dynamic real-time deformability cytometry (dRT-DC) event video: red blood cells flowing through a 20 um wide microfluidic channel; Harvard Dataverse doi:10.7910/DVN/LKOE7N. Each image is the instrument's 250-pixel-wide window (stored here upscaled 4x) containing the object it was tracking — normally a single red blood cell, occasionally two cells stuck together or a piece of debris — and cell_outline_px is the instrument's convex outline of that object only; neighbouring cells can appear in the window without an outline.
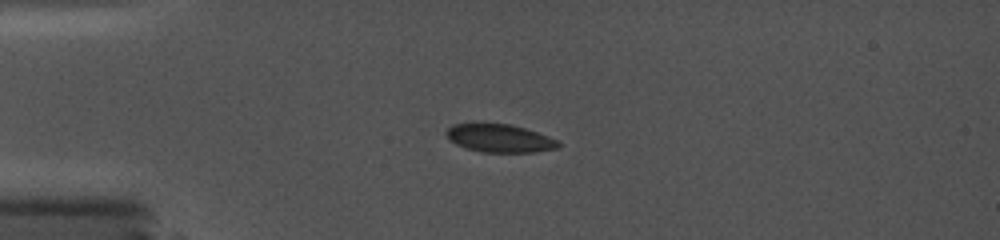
{"species": "common noctule bat (a hibernating species)", "species_latin": "Nyctalus noctula", "temperature_condition": "cold", "stored_images_in_passage": 7, "camera_frame_rate_fps": 5000, "um_per_image_px": 0.085, "animal": {"sex": "female", "body_mass_g": 19.0, "forearm_length_mm": 56.7}, "frame": {"image": 1, "passage_image": 2, "time_ms": 1.2, "image_size_px": [1000, 240], "cell_outline_px": [[560, 148], [536, 152], [484, 152], [468, 148], [456, 144], [444, 132], [452, 124], [476, 120], [512, 124], [560, 140]], "centroid_in_image_um": [42.45, 11.7], "position_along_channel_um": 42.5, "area_um2": 19.02}}
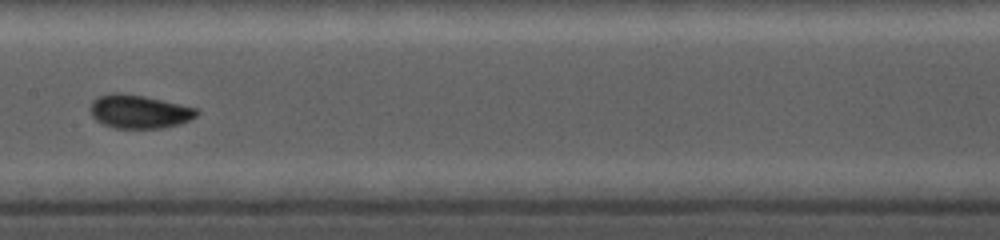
{"frame": {"image": 2, "passage_image": 6, "time_ms": 6.0, "image_size_px": [1000, 240], "cell_outline_px": [[200, 112], [196, 116], [180, 124], [164, 128], [116, 128], [104, 124], [96, 120], [92, 116], [88, 108], [92, 100], [96, 96], [112, 92], [120, 92], [144, 96], [180, 104], [196, 108]], "centroid_in_image_um": [11.78, 9.47], "position_along_channel_um": 195.6, "area_um2": 20.98}}
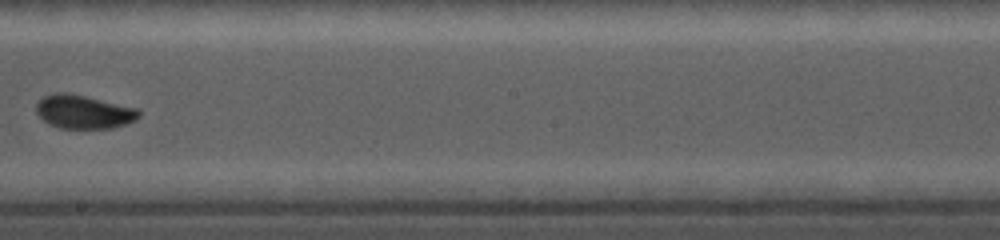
{"frame": {"image": 3, "passage_image": 7, "time_ms": 7.2, "image_size_px": [1000, 240], "cell_outline_px": [[140, 116], [136, 120], [112, 128], [60, 128], [48, 124], [36, 112], [36, 104], [44, 96], [56, 92], [68, 92], [136, 108], [140, 112]], "centroid_in_image_um": [7.09, 9.5], "position_along_channel_um": 241.1, "area_um2": 19.94}}